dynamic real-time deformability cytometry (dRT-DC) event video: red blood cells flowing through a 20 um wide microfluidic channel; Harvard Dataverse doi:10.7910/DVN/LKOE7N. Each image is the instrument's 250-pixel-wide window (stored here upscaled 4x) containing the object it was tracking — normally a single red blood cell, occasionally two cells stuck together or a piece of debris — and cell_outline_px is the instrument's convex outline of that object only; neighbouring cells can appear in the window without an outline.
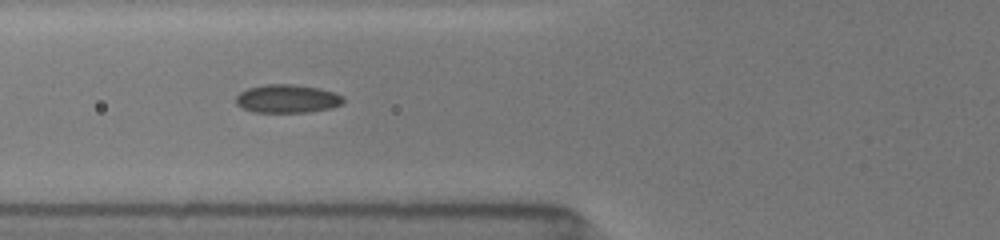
{"species": "common noctule bat (a hibernating species)", "species_latin": "Nyctalus noctula", "temperature_condition": "room temperature", "stored_images_in_passage": 15, "camera_frame_rate_fps": 3000, "um_per_image_px": 0.085, "animal": {"sex": "female", "body_mass_g": 19.5, "forearm_length_mm": 54.1}, "frame": {"image": 1, "passage_image": 7, "time_ms": 2.0, "image_size_px": [1000, 240], "cell_outline_px": [[344, 104], [332, 108], [308, 112], [252, 112], [236, 104], [236, 96], [240, 92], [248, 88], [264, 84], [292, 84], [316, 88], [332, 92], [344, 96]], "centroid_in_image_um": [24.42, 8.4], "position_along_channel_um": 101.4, "area_um2": 17.74}}